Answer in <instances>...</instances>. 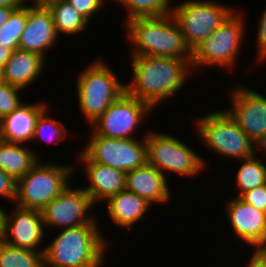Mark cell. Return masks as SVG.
Segmentation results:
<instances>
[{
    "mask_svg": "<svg viewBox=\"0 0 266 267\" xmlns=\"http://www.w3.org/2000/svg\"><path fill=\"white\" fill-rule=\"evenodd\" d=\"M166 179V175L146 163L126 173L125 189L139 195L151 205L155 202L165 203L171 197Z\"/></svg>",
    "mask_w": 266,
    "mask_h": 267,
    "instance_id": "18",
    "label": "cell"
},
{
    "mask_svg": "<svg viewBox=\"0 0 266 267\" xmlns=\"http://www.w3.org/2000/svg\"><path fill=\"white\" fill-rule=\"evenodd\" d=\"M197 132L215 153L242 160L256 154L255 143L227 111H216L198 118Z\"/></svg>",
    "mask_w": 266,
    "mask_h": 267,
    "instance_id": "6",
    "label": "cell"
},
{
    "mask_svg": "<svg viewBox=\"0 0 266 267\" xmlns=\"http://www.w3.org/2000/svg\"><path fill=\"white\" fill-rule=\"evenodd\" d=\"M247 267H266V250H255Z\"/></svg>",
    "mask_w": 266,
    "mask_h": 267,
    "instance_id": "34",
    "label": "cell"
},
{
    "mask_svg": "<svg viewBox=\"0 0 266 267\" xmlns=\"http://www.w3.org/2000/svg\"><path fill=\"white\" fill-rule=\"evenodd\" d=\"M37 157L20 144L0 140V169L16 180L32 169L39 161Z\"/></svg>",
    "mask_w": 266,
    "mask_h": 267,
    "instance_id": "22",
    "label": "cell"
},
{
    "mask_svg": "<svg viewBox=\"0 0 266 267\" xmlns=\"http://www.w3.org/2000/svg\"><path fill=\"white\" fill-rule=\"evenodd\" d=\"M48 109L46 108L38 117L35 125V132L32 140L42 138L48 142L60 141V138L66 136L67 130L59 121L47 117ZM65 132V133H64Z\"/></svg>",
    "mask_w": 266,
    "mask_h": 267,
    "instance_id": "28",
    "label": "cell"
},
{
    "mask_svg": "<svg viewBox=\"0 0 266 267\" xmlns=\"http://www.w3.org/2000/svg\"><path fill=\"white\" fill-rule=\"evenodd\" d=\"M152 107L126 91L93 123L98 136L113 139H133V131Z\"/></svg>",
    "mask_w": 266,
    "mask_h": 267,
    "instance_id": "11",
    "label": "cell"
},
{
    "mask_svg": "<svg viewBox=\"0 0 266 267\" xmlns=\"http://www.w3.org/2000/svg\"><path fill=\"white\" fill-rule=\"evenodd\" d=\"M13 50L0 44V68L3 69L5 64L10 59Z\"/></svg>",
    "mask_w": 266,
    "mask_h": 267,
    "instance_id": "35",
    "label": "cell"
},
{
    "mask_svg": "<svg viewBox=\"0 0 266 267\" xmlns=\"http://www.w3.org/2000/svg\"><path fill=\"white\" fill-rule=\"evenodd\" d=\"M80 14L88 21L92 15L98 13L104 3V0H67Z\"/></svg>",
    "mask_w": 266,
    "mask_h": 267,
    "instance_id": "31",
    "label": "cell"
},
{
    "mask_svg": "<svg viewBox=\"0 0 266 267\" xmlns=\"http://www.w3.org/2000/svg\"><path fill=\"white\" fill-rule=\"evenodd\" d=\"M85 166L86 174L90 185L84 188L92 202L97 203L100 200L105 202L115 194L125 189L126 173L105 166L92 160H81ZM100 199V200H99Z\"/></svg>",
    "mask_w": 266,
    "mask_h": 267,
    "instance_id": "19",
    "label": "cell"
},
{
    "mask_svg": "<svg viewBox=\"0 0 266 267\" xmlns=\"http://www.w3.org/2000/svg\"><path fill=\"white\" fill-rule=\"evenodd\" d=\"M93 204L84 189H72L68 185L41 210L44 226L74 228L98 224L88 214Z\"/></svg>",
    "mask_w": 266,
    "mask_h": 267,
    "instance_id": "12",
    "label": "cell"
},
{
    "mask_svg": "<svg viewBox=\"0 0 266 267\" xmlns=\"http://www.w3.org/2000/svg\"><path fill=\"white\" fill-rule=\"evenodd\" d=\"M167 6H169L168 4L170 3L171 0H162Z\"/></svg>",
    "mask_w": 266,
    "mask_h": 267,
    "instance_id": "42",
    "label": "cell"
},
{
    "mask_svg": "<svg viewBox=\"0 0 266 267\" xmlns=\"http://www.w3.org/2000/svg\"><path fill=\"white\" fill-rule=\"evenodd\" d=\"M27 2L26 0H0V6L21 7Z\"/></svg>",
    "mask_w": 266,
    "mask_h": 267,
    "instance_id": "38",
    "label": "cell"
},
{
    "mask_svg": "<svg viewBox=\"0 0 266 267\" xmlns=\"http://www.w3.org/2000/svg\"><path fill=\"white\" fill-rule=\"evenodd\" d=\"M239 198L258 210L264 211L266 206V184L243 193Z\"/></svg>",
    "mask_w": 266,
    "mask_h": 267,
    "instance_id": "30",
    "label": "cell"
},
{
    "mask_svg": "<svg viewBox=\"0 0 266 267\" xmlns=\"http://www.w3.org/2000/svg\"><path fill=\"white\" fill-rule=\"evenodd\" d=\"M27 23V5L16 8L8 20L0 26V44L13 51L19 48V41Z\"/></svg>",
    "mask_w": 266,
    "mask_h": 267,
    "instance_id": "26",
    "label": "cell"
},
{
    "mask_svg": "<svg viewBox=\"0 0 266 267\" xmlns=\"http://www.w3.org/2000/svg\"><path fill=\"white\" fill-rule=\"evenodd\" d=\"M124 26L130 41L135 45L133 56L192 59V51L171 13L164 16L133 18Z\"/></svg>",
    "mask_w": 266,
    "mask_h": 267,
    "instance_id": "2",
    "label": "cell"
},
{
    "mask_svg": "<svg viewBox=\"0 0 266 267\" xmlns=\"http://www.w3.org/2000/svg\"><path fill=\"white\" fill-rule=\"evenodd\" d=\"M38 2L44 3L51 11L57 35L79 34L89 23L67 0Z\"/></svg>",
    "mask_w": 266,
    "mask_h": 267,
    "instance_id": "23",
    "label": "cell"
},
{
    "mask_svg": "<svg viewBox=\"0 0 266 267\" xmlns=\"http://www.w3.org/2000/svg\"><path fill=\"white\" fill-rule=\"evenodd\" d=\"M97 224L64 228L45 247L44 267H100L107 241Z\"/></svg>",
    "mask_w": 266,
    "mask_h": 267,
    "instance_id": "3",
    "label": "cell"
},
{
    "mask_svg": "<svg viewBox=\"0 0 266 267\" xmlns=\"http://www.w3.org/2000/svg\"><path fill=\"white\" fill-rule=\"evenodd\" d=\"M144 137L147 163L156 167L163 175L168 170L192 177L204 168L205 160L175 137L158 132H149Z\"/></svg>",
    "mask_w": 266,
    "mask_h": 267,
    "instance_id": "9",
    "label": "cell"
},
{
    "mask_svg": "<svg viewBox=\"0 0 266 267\" xmlns=\"http://www.w3.org/2000/svg\"><path fill=\"white\" fill-rule=\"evenodd\" d=\"M73 170L69 165L43 164L39 160L17 180L16 206L41 211L69 185Z\"/></svg>",
    "mask_w": 266,
    "mask_h": 267,
    "instance_id": "5",
    "label": "cell"
},
{
    "mask_svg": "<svg viewBox=\"0 0 266 267\" xmlns=\"http://www.w3.org/2000/svg\"><path fill=\"white\" fill-rule=\"evenodd\" d=\"M92 137L80 154V160L93 162L119 169L125 173L144 166L147 163V145L133 139H113L98 136L92 131Z\"/></svg>",
    "mask_w": 266,
    "mask_h": 267,
    "instance_id": "10",
    "label": "cell"
},
{
    "mask_svg": "<svg viewBox=\"0 0 266 267\" xmlns=\"http://www.w3.org/2000/svg\"><path fill=\"white\" fill-rule=\"evenodd\" d=\"M228 218L236 235L255 250H266L264 212L239 197L227 202Z\"/></svg>",
    "mask_w": 266,
    "mask_h": 267,
    "instance_id": "16",
    "label": "cell"
},
{
    "mask_svg": "<svg viewBox=\"0 0 266 267\" xmlns=\"http://www.w3.org/2000/svg\"><path fill=\"white\" fill-rule=\"evenodd\" d=\"M44 235L45 228L40 210L17 206L11 215L6 213L5 243L37 251L35 249L42 243Z\"/></svg>",
    "mask_w": 266,
    "mask_h": 267,
    "instance_id": "15",
    "label": "cell"
},
{
    "mask_svg": "<svg viewBox=\"0 0 266 267\" xmlns=\"http://www.w3.org/2000/svg\"><path fill=\"white\" fill-rule=\"evenodd\" d=\"M44 63L41 55L18 48L3 67L4 82L24 90L41 75Z\"/></svg>",
    "mask_w": 266,
    "mask_h": 267,
    "instance_id": "20",
    "label": "cell"
},
{
    "mask_svg": "<svg viewBox=\"0 0 266 267\" xmlns=\"http://www.w3.org/2000/svg\"><path fill=\"white\" fill-rule=\"evenodd\" d=\"M264 219H265V227H266V206H265V209H264Z\"/></svg>",
    "mask_w": 266,
    "mask_h": 267,
    "instance_id": "41",
    "label": "cell"
},
{
    "mask_svg": "<svg viewBox=\"0 0 266 267\" xmlns=\"http://www.w3.org/2000/svg\"><path fill=\"white\" fill-rule=\"evenodd\" d=\"M255 146L257 147V149H262L264 148L265 152H266V135H264L263 137H261L257 142H255Z\"/></svg>",
    "mask_w": 266,
    "mask_h": 267,
    "instance_id": "39",
    "label": "cell"
},
{
    "mask_svg": "<svg viewBox=\"0 0 266 267\" xmlns=\"http://www.w3.org/2000/svg\"><path fill=\"white\" fill-rule=\"evenodd\" d=\"M244 20L235 11L205 40L192 50L191 66L234 65L243 40ZM194 66V67H193Z\"/></svg>",
    "mask_w": 266,
    "mask_h": 267,
    "instance_id": "7",
    "label": "cell"
},
{
    "mask_svg": "<svg viewBox=\"0 0 266 267\" xmlns=\"http://www.w3.org/2000/svg\"><path fill=\"white\" fill-rule=\"evenodd\" d=\"M232 92L234 107L226 111L255 143L266 135V97L241 86Z\"/></svg>",
    "mask_w": 266,
    "mask_h": 267,
    "instance_id": "13",
    "label": "cell"
},
{
    "mask_svg": "<svg viewBox=\"0 0 266 267\" xmlns=\"http://www.w3.org/2000/svg\"><path fill=\"white\" fill-rule=\"evenodd\" d=\"M57 38L49 8L36 0L34 5L30 7L27 5V23L19 41V48L45 58V50L53 47Z\"/></svg>",
    "mask_w": 266,
    "mask_h": 267,
    "instance_id": "14",
    "label": "cell"
},
{
    "mask_svg": "<svg viewBox=\"0 0 266 267\" xmlns=\"http://www.w3.org/2000/svg\"><path fill=\"white\" fill-rule=\"evenodd\" d=\"M123 4L127 11L124 24L133 18L164 16L171 13V8L162 0H112Z\"/></svg>",
    "mask_w": 266,
    "mask_h": 267,
    "instance_id": "27",
    "label": "cell"
},
{
    "mask_svg": "<svg viewBox=\"0 0 266 267\" xmlns=\"http://www.w3.org/2000/svg\"><path fill=\"white\" fill-rule=\"evenodd\" d=\"M256 155L242 159L236 176V189H240V197L243 193L266 184V165L259 161Z\"/></svg>",
    "mask_w": 266,
    "mask_h": 267,
    "instance_id": "25",
    "label": "cell"
},
{
    "mask_svg": "<svg viewBox=\"0 0 266 267\" xmlns=\"http://www.w3.org/2000/svg\"><path fill=\"white\" fill-rule=\"evenodd\" d=\"M6 212L0 208V244L5 241Z\"/></svg>",
    "mask_w": 266,
    "mask_h": 267,
    "instance_id": "37",
    "label": "cell"
},
{
    "mask_svg": "<svg viewBox=\"0 0 266 267\" xmlns=\"http://www.w3.org/2000/svg\"><path fill=\"white\" fill-rule=\"evenodd\" d=\"M18 7L0 6V26L8 20L10 14Z\"/></svg>",
    "mask_w": 266,
    "mask_h": 267,
    "instance_id": "36",
    "label": "cell"
},
{
    "mask_svg": "<svg viewBox=\"0 0 266 267\" xmlns=\"http://www.w3.org/2000/svg\"><path fill=\"white\" fill-rule=\"evenodd\" d=\"M77 92L80 111L91 125L125 92V85L107 64L97 60L77 77Z\"/></svg>",
    "mask_w": 266,
    "mask_h": 267,
    "instance_id": "4",
    "label": "cell"
},
{
    "mask_svg": "<svg viewBox=\"0 0 266 267\" xmlns=\"http://www.w3.org/2000/svg\"><path fill=\"white\" fill-rule=\"evenodd\" d=\"M131 64L134 80L125 91L152 108L180 90L192 69L190 59L163 56H133Z\"/></svg>",
    "mask_w": 266,
    "mask_h": 267,
    "instance_id": "1",
    "label": "cell"
},
{
    "mask_svg": "<svg viewBox=\"0 0 266 267\" xmlns=\"http://www.w3.org/2000/svg\"><path fill=\"white\" fill-rule=\"evenodd\" d=\"M46 108L47 105L43 103H22L0 120V139L16 144L32 141L36 121Z\"/></svg>",
    "mask_w": 266,
    "mask_h": 267,
    "instance_id": "17",
    "label": "cell"
},
{
    "mask_svg": "<svg viewBox=\"0 0 266 267\" xmlns=\"http://www.w3.org/2000/svg\"><path fill=\"white\" fill-rule=\"evenodd\" d=\"M233 7L217 2L189 0L172 8L187 46L192 51L210 36L232 13Z\"/></svg>",
    "mask_w": 266,
    "mask_h": 267,
    "instance_id": "8",
    "label": "cell"
},
{
    "mask_svg": "<svg viewBox=\"0 0 266 267\" xmlns=\"http://www.w3.org/2000/svg\"><path fill=\"white\" fill-rule=\"evenodd\" d=\"M17 194V180L0 169V195L15 202Z\"/></svg>",
    "mask_w": 266,
    "mask_h": 267,
    "instance_id": "32",
    "label": "cell"
},
{
    "mask_svg": "<svg viewBox=\"0 0 266 267\" xmlns=\"http://www.w3.org/2000/svg\"><path fill=\"white\" fill-rule=\"evenodd\" d=\"M106 203L110 220L128 229H132L134 223L143 218L151 206L145 199L127 189L110 197Z\"/></svg>",
    "mask_w": 266,
    "mask_h": 267,
    "instance_id": "21",
    "label": "cell"
},
{
    "mask_svg": "<svg viewBox=\"0 0 266 267\" xmlns=\"http://www.w3.org/2000/svg\"><path fill=\"white\" fill-rule=\"evenodd\" d=\"M22 90L6 82L0 84V120L22 104L18 94Z\"/></svg>",
    "mask_w": 266,
    "mask_h": 267,
    "instance_id": "29",
    "label": "cell"
},
{
    "mask_svg": "<svg viewBox=\"0 0 266 267\" xmlns=\"http://www.w3.org/2000/svg\"><path fill=\"white\" fill-rule=\"evenodd\" d=\"M259 29L257 32L258 42V57L259 59H266V8L262 14L259 22Z\"/></svg>",
    "mask_w": 266,
    "mask_h": 267,
    "instance_id": "33",
    "label": "cell"
},
{
    "mask_svg": "<svg viewBox=\"0 0 266 267\" xmlns=\"http://www.w3.org/2000/svg\"><path fill=\"white\" fill-rule=\"evenodd\" d=\"M4 83L3 69L0 68V84Z\"/></svg>",
    "mask_w": 266,
    "mask_h": 267,
    "instance_id": "40",
    "label": "cell"
},
{
    "mask_svg": "<svg viewBox=\"0 0 266 267\" xmlns=\"http://www.w3.org/2000/svg\"><path fill=\"white\" fill-rule=\"evenodd\" d=\"M44 250L11 246L5 242L0 244V267H44Z\"/></svg>",
    "mask_w": 266,
    "mask_h": 267,
    "instance_id": "24",
    "label": "cell"
}]
</instances>
